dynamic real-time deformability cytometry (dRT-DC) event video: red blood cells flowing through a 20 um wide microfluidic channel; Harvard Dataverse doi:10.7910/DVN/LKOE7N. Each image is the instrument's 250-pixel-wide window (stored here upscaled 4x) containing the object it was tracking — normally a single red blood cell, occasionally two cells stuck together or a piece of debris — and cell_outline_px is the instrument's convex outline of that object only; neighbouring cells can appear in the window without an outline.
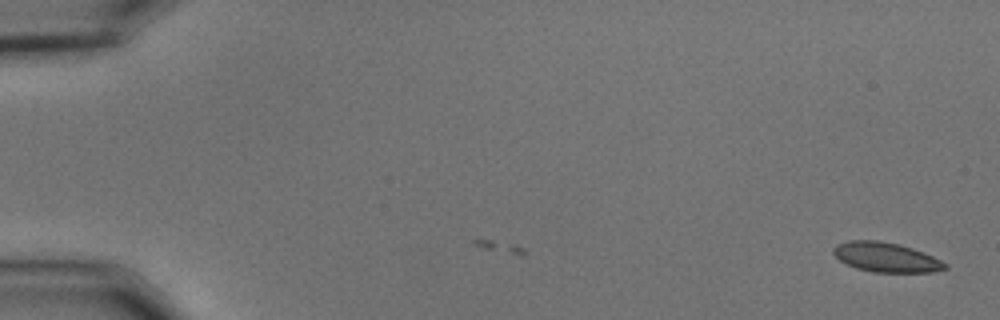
{"species": "common noctule bat (a hibernating species)", "species_latin": "Nyctalus noctula", "temperature_condition": "cold", "stored_images_in_passage": 2, "camera_frame_rate_fps": 3000, "um_per_image_px": 0.085, "animal": {"sex": "male", "body_mass_g": 15.6}, "frame": {"image": 1, "passage_image": 2, "time_ms": 0.333, "image_size_px": [1000, 320], "cell_outline_px": [[948, 268], [932, 272], [872, 272], [856, 268], [840, 260], [832, 252], [832, 248], [836, 244], [848, 240], [876, 240], [896, 244], [912, 248], [924, 252], [948, 264]], "centroid_in_image_um": [75.3, 21.86], "position_along_channel_um": 9.7, "area_um2": 19.19}}